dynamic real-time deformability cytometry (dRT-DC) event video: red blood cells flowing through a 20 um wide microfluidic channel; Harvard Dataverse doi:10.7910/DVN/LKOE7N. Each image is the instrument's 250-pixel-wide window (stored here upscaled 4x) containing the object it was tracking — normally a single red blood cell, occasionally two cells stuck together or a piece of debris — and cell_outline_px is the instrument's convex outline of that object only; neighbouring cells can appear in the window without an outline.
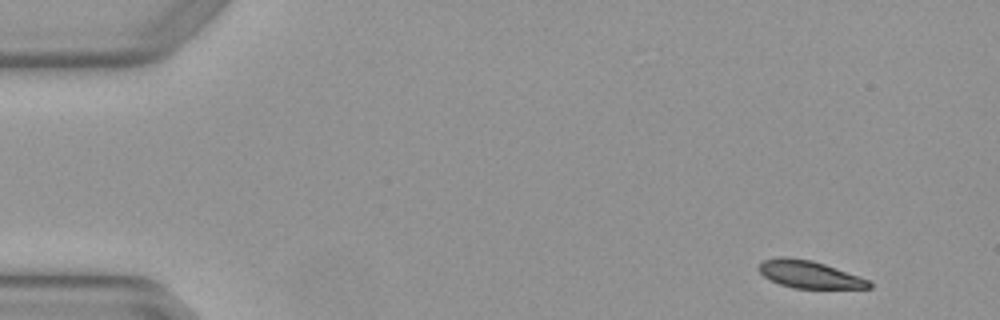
{"species": "Egyptian fruit bat (a non-hibernating species)", "species_latin": "Rousettus aegyptiacus", "temperature_condition": "warm", "stored_images_in_passage": 4, "camera_frame_rate_fps": 3000, "um_per_image_px": 0.085, "animal": {"sex": "female"}, "frame": {"image": 1, "passage_image": 1, "time_ms": 0.0, "image_size_px": [1000, 320], "cell_outline_px": [[872, 288], [792, 288], [780, 284], [764, 276], [756, 268], [764, 260], [776, 256], [788, 256], [812, 260], [836, 268], [868, 280], [872, 284]], "centroid_in_image_um": [68.74, 23.31], "position_along_channel_um": 16.3, "area_um2": 17.51}}
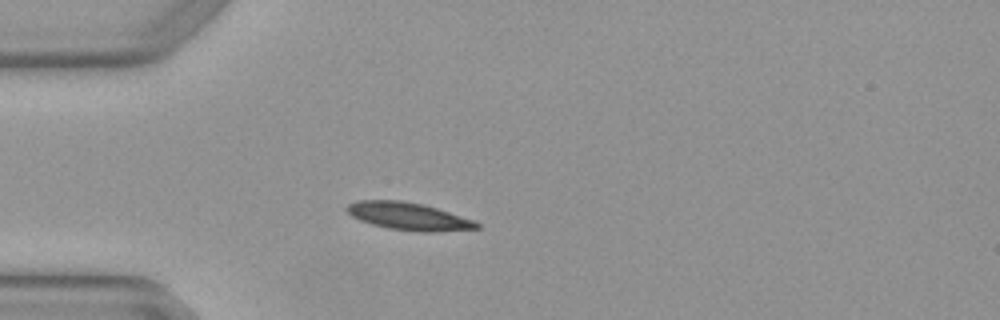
{"frame": {"image": 2, "passage_image": 4, "time_ms": 1.0, "image_size_px": [1000, 320], "cell_outline_px": [[480, 228], [436, 232], [420, 232], [388, 228], [372, 224], [360, 220], [352, 216], [344, 208], [348, 204], [356, 200], [400, 200], [420, 204], [436, 208], [476, 220], [480, 224]], "centroid_in_image_um": [34.73, 18.39], "position_along_channel_um": 50.3, "area_um2": 20.87}}